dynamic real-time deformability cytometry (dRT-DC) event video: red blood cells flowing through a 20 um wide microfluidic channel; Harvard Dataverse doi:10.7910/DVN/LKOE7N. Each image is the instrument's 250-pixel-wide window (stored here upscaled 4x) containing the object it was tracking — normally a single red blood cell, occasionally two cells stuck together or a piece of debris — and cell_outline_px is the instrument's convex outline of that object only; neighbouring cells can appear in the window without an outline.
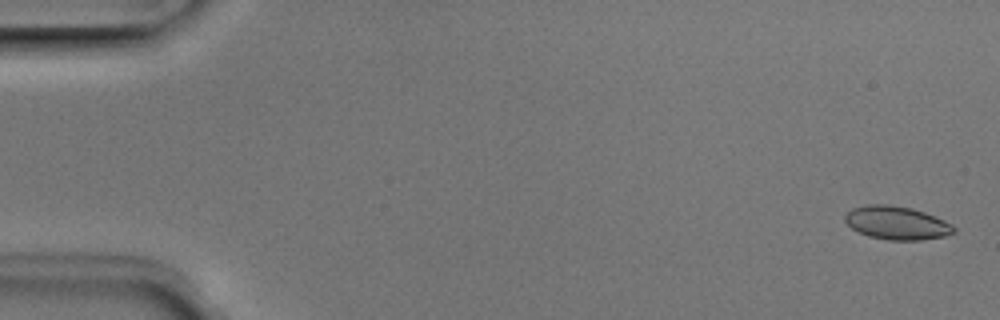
{"species": "Egyptian fruit bat (a non-hibernating species)", "species_latin": "Rousettus aegyptiacus", "temperature_condition": "room temperature", "stored_images_in_passage": 5, "camera_frame_rate_fps": 3000, "um_per_image_px": 0.085, "animal": {"sex": "male"}, "frame": {"image": 1, "passage_image": 1, "time_ms": 0.0, "image_size_px": [1000, 320], "cell_outline_px": [[956, 232], [944, 236], [920, 240], [888, 240], [868, 236], [852, 228], [844, 220], [844, 216], [852, 208], [868, 204], [888, 204], [912, 208], [924, 212], [944, 220], [952, 224], [956, 228]], "centroid_in_image_um": [76.23, 18.94], "position_along_channel_um": 8.8, "area_um2": 21.15}}
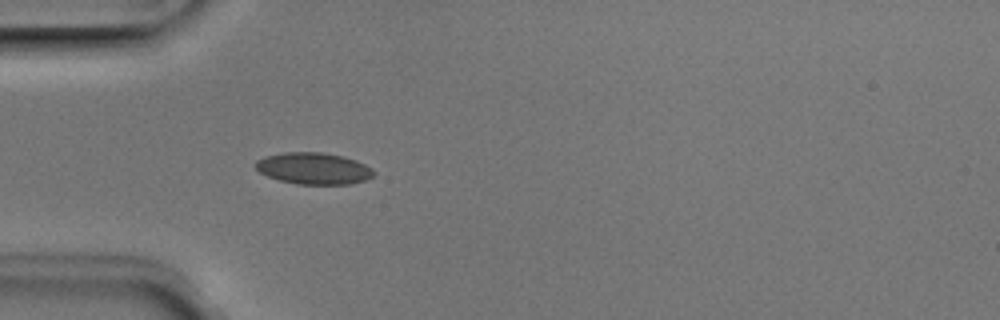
{"frame": {"image": 2, "passage_image": 5, "time_ms": 1.333, "image_size_px": [1000, 320], "cell_outline_px": [[376, 172], [372, 176], [364, 180], [348, 184], [296, 184], [280, 180], [268, 176], [260, 172], [256, 168], [256, 160], [264, 156], [284, 152], [320, 152], [344, 156], [356, 160], [372, 168]], "centroid_in_image_um": [26.66, 14.31], "position_along_channel_um": 58.3, "area_um2": 21.73}}